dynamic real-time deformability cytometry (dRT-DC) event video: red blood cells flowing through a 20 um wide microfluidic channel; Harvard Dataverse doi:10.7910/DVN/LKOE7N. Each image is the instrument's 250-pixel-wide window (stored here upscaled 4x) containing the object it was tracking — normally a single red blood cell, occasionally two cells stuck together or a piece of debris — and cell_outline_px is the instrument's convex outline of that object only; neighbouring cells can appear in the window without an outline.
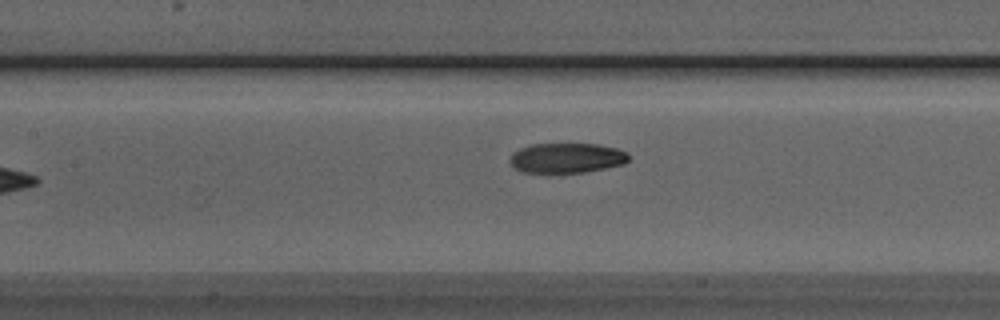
{"species": "Egyptian fruit bat (a non-hibernating species)", "species_latin": "Rousettus aegyptiacus", "temperature_condition": "room temperature", "stored_images_in_passage": 8, "camera_frame_rate_fps": 3000, "um_per_image_px": 0.085, "animal": {"sex": "male"}, "frame": {"image": 1, "passage_image": 8, "time_ms": 2.333, "image_size_px": [1000, 320], "cell_outline_px": [[628, 160], [624, 164], [584, 172], [548, 176], [524, 172], [516, 168], [508, 160], [512, 152], [520, 148], [532, 144], [600, 144], [616, 148], [628, 152]], "centroid_in_image_um": [48.12, 13.47], "position_along_channel_um": 159.3, "area_um2": 21.5}}